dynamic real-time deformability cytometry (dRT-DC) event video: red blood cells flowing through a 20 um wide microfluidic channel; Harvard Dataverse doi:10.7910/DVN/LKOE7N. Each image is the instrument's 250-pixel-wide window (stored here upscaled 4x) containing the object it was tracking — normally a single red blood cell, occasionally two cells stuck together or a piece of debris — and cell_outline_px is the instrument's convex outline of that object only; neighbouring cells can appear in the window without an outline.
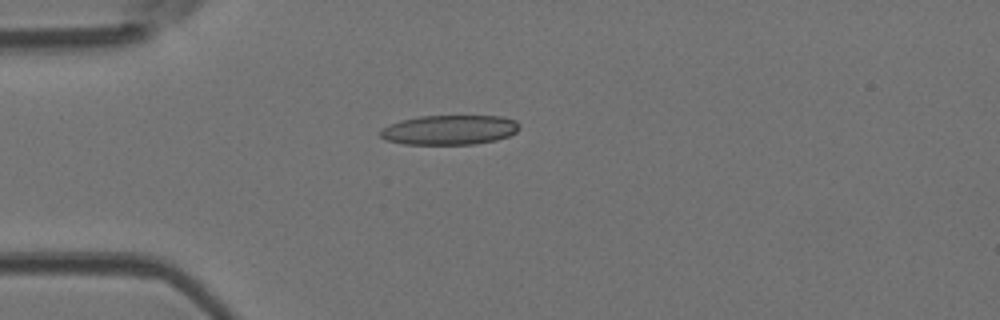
{"species": "Egyptian fruit bat (a non-hibernating species)", "species_latin": "Rousettus aegyptiacus", "temperature_condition": "room temperature", "stored_images_in_passage": 1, "camera_frame_rate_fps": 3000, "um_per_image_px": 0.085, "animal": {"sex": "female"}, "frame": {"image": 1, "passage_image": 1, "time_ms": 0.0, "image_size_px": [1000, 320], "cell_outline_px": [[520, 128], [516, 132], [508, 136], [496, 140], [476, 144], [404, 144], [388, 140], [380, 136], [380, 132], [384, 128], [400, 120], [420, 116], [504, 116], [516, 120], [520, 124]], "centroid_in_image_um": [38.27, 11.03], "position_along_channel_um": 46.7, "area_um2": 23.99}}